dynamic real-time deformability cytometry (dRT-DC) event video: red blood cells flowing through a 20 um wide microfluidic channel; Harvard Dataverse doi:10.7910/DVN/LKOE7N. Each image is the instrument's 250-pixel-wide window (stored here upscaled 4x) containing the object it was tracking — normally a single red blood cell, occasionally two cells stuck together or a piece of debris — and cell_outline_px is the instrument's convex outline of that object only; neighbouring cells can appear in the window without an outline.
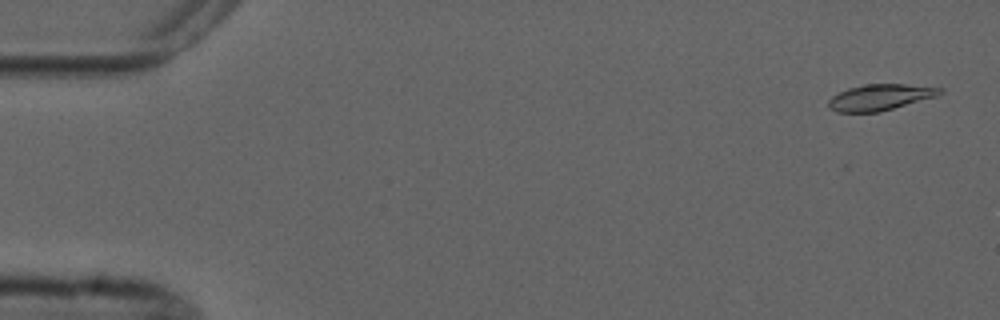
{"species": "common noctule bat (a hibernating species)", "species_latin": "Nyctalus noctula", "temperature_condition": "cold", "stored_images_in_passage": 5, "camera_frame_rate_fps": 3000, "um_per_image_px": 0.085, "animal": {"sex": "male", "forearm_length_mm": 52.5}, "frame": {"image": 1, "passage_image": 5, "time_ms": 6.0, "image_size_px": [1000, 320], "cell_outline_px": [[944, 92], [936, 96], [880, 112], [836, 112], [828, 108], [828, 100], [832, 96], [848, 88], [864, 84], [904, 84], [944, 88]], "centroid_in_image_um": [74.79, 8.27], "position_along_channel_um": 10.2, "area_um2": 16.94}}